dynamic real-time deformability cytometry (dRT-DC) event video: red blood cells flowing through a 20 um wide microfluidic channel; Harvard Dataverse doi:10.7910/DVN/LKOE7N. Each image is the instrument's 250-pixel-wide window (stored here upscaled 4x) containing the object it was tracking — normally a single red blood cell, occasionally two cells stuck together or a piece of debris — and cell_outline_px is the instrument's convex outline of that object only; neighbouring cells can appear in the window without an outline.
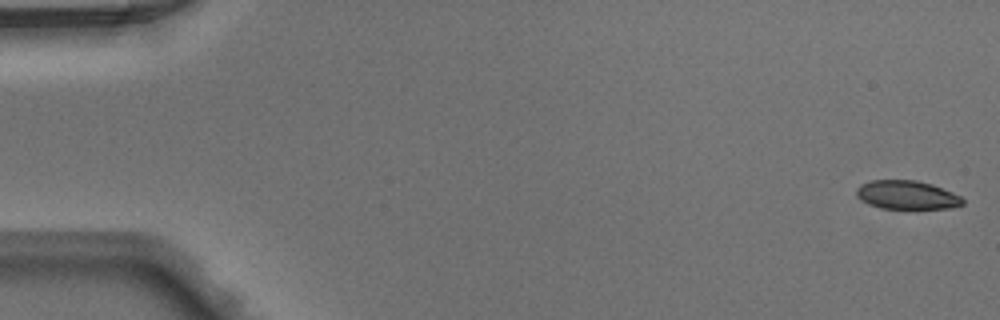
{"species": "Egyptian fruit bat (a non-hibernating species)", "species_latin": "Rousettus aegyptiacus", "temperature_condition": "warm", "stored_images_in_passage": 49, "camera_frame_rate_fps": 3000, "um_per_image_px": 0.085, "animal": {"sex": "male"}, "frame": {"image": 1, "passage_image": 1, "time_ms": 0.0, "image_size_px": [1000, 320], "cell_outline_px": [[964, 204], [952, 208], [880, 208], [868, 204], [856, 192], [856, 188], [860, 184], [872, 180], [916, 180], [932, 184], [952, 192], [960, 196], [964, 200]], "centroid_in_image_um": [77.11, 16.56], "position_along_channel_um": 7.9, "area_um2": 17.57}}
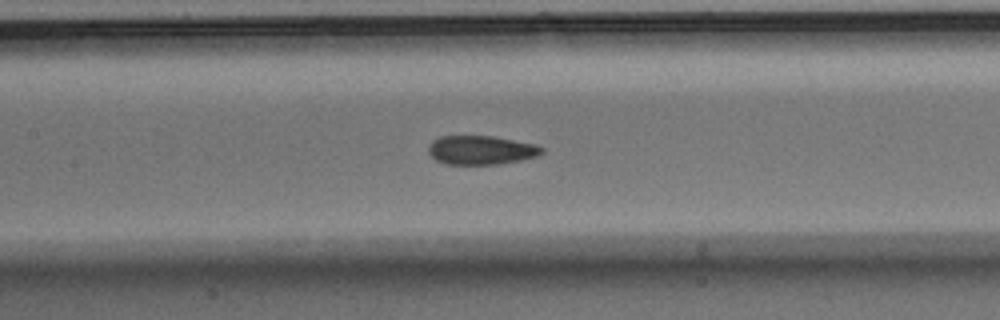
{"frame": {"image": 2, "passage_image": 23, "time_ms": 7.333, "image_size_px": [1000, 320], "cell_outline_px": [[544, 152], [536, 156], [520, 160], [500, 164], [444, 164], [436, 160], [428, 152], [428, 144], [432, 140], [440, 136], [492, 136], [536, 144], [544, 148]], "centroid_in_image_um": [40.87, 12.75], "position_along_channel_um": 166.5, "area_um2": 19.19}}
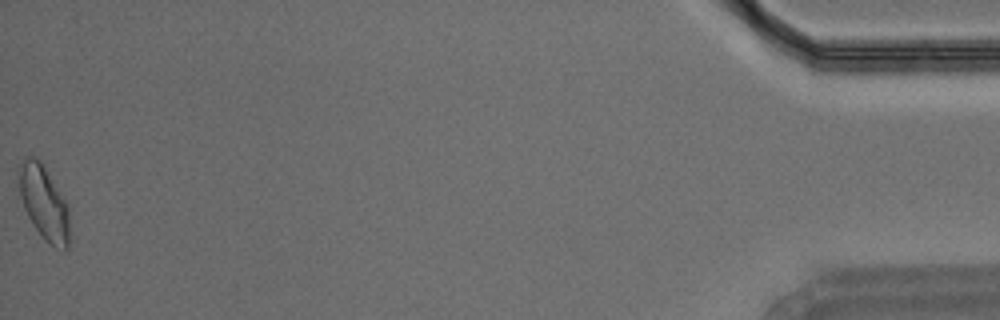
{"frame": {"image": 3, "passage_image": 49, "time_ms": 16.0, "image_size_px": [1000, 320], "cell_outline_px": [[68, 248], [64, 252], [48, 244], [44, 240], [32, 224], [24, 208], [20, 196], [16, 168], [24, 156], [36, 156], [44, 164], [68, 204]], "centroid_in_image_um": [3.7, 17.18], "position_along_channel_um": 431.5, "area_um2": 22.54}}